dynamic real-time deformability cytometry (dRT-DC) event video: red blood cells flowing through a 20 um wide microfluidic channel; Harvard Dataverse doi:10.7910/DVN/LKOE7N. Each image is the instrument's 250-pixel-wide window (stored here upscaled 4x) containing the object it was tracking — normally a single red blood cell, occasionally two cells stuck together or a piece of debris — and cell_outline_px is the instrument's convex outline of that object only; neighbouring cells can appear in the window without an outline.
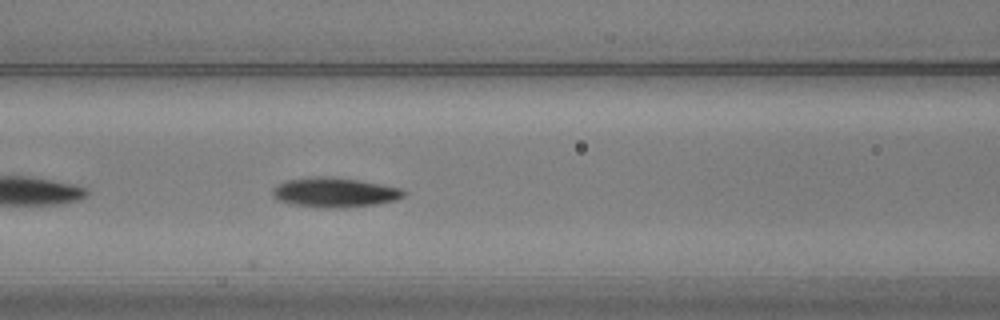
{"species": "common noctule bat (a hibernating species)", "species_latin": "Nyctalus noctula", "temperature_condition": "warm", "stored_images_in_passage": 10, "camera_frame_rate_fps": 3000, "um_per_image_px": 0.085, "animal": {"sex": "male", "body_mass_g": 20.5, "forearm_length_mm": 52.5}, "frame": {"image": 1, "passage_image": 6, "time_ms": 1.667, "image_size_px": [1000, 320], "cell_outline_px": [[404, 196], [396, 200], [376, 204], [340, 208], [320, 208], [296, 204], [280, 200], [272, 196], [272, 188], [276, 184], [288, 180], [316, 176], [332, 176], [360, 180], [400, 188], [404, 192]], "centroid_in_image_um": [28.43, 16.35], "position_along_channel_um": 138.2, "area_um2": 22.6}}